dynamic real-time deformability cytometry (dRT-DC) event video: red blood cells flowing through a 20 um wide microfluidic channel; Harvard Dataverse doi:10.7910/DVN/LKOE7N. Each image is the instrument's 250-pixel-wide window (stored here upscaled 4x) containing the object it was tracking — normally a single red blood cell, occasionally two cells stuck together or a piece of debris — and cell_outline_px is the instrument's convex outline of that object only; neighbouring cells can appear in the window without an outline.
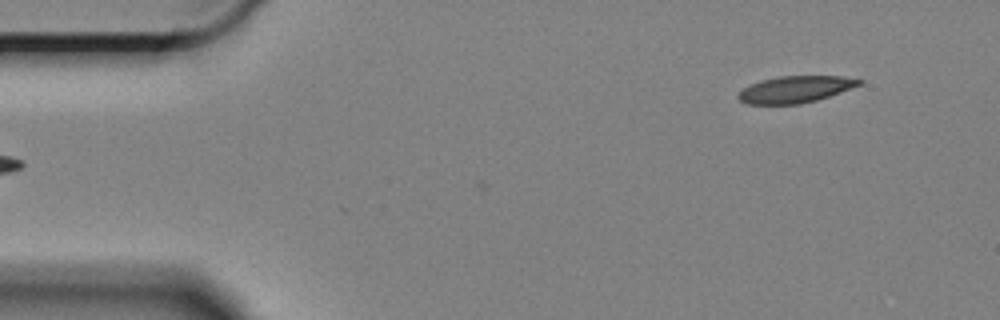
{"species": "Egyptian fruit bat (a non-hibernating species)", "species_latin": "Rousettus aegyptiacus", "temperature_condition": "cold", "stored_images_in_passage": 2, "camera_frame_rate_fps": 3000, "um_per_image_px": 0.085, "animal": {"sex": "female"}, "frame": {"image": 1, "passage_image": 2, "time_ms": 0.333, "image_size_px": [1000, 320], "cell_outline_px": [[864, 80], [860, 84], [840, 92], [816, 100], [800, 104], [744, 104], [736, 96], [744, 88], [760, 80], [776, 76], [840, 76]], "centroid_in_image_um": [67.56, 7.59], "position_along_channel_um": 17.4, "area_um2": 18.67}}